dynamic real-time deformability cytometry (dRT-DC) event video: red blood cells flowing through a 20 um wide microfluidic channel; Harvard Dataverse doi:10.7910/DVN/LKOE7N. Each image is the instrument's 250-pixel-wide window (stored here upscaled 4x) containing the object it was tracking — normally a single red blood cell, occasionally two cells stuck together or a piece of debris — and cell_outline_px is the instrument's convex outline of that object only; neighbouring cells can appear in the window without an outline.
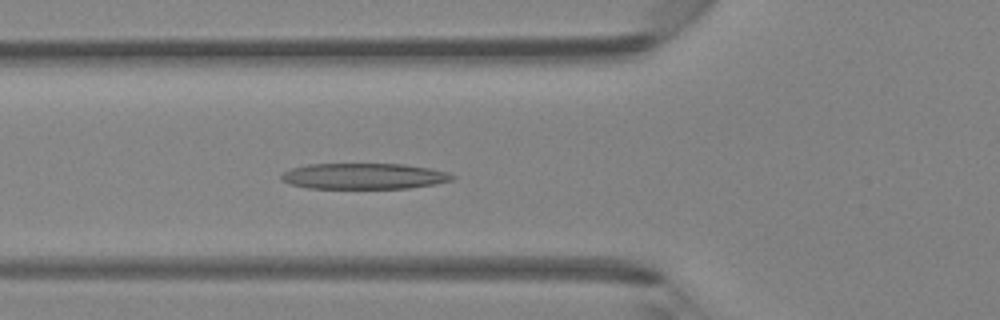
{"species": "Egyptian fruit bat (a non-hibernating species)", "species_latin": "Rousettus aegyptiacus", "temperature_condition": "room temperature", "stored_images_in_passage": 38, "camera_frame_rate_fps": 3000, "um_per_image_px": 0.085, "animal": {"sex": "female"}, "frame": {"image": 1, "passage_image": 13, "time_ms": 4.0, "image_size_px": [1000, 320], "cell_outline_px": [[456, 176], [452, 180], [436, 184], [408, 188], [308, 188], [292, 184], [280, 180], [280, 176], [284, 172], [292, 168], [308, 164], [404, 164], [428, 168], [448, 172]], "centroid_in_image_um": [30.94, 14.97], "position_along_channel_um": 94.9, "area_um2": 25.72}}
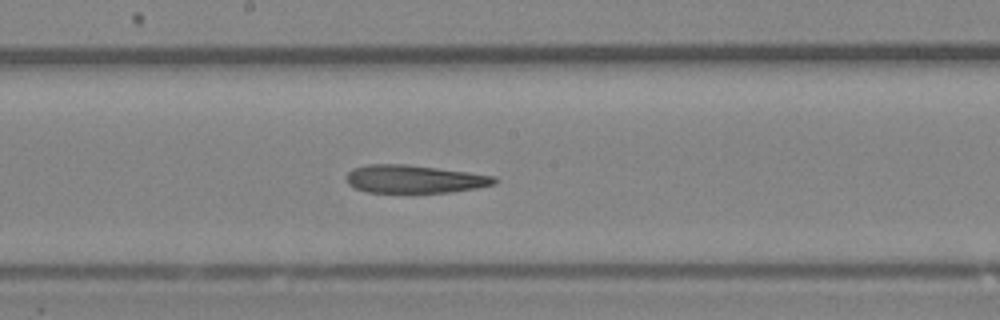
{"frame": {"image": 2, "passage_image": 21, "time_ms": 6.667, "image_size_px": [1000, 320], "cell_outline_px": [[496, 184], [476, 188], [452, 192], [368, 192], [356, 188], [348, 184], [348, 172], [352, 168], [368, 164], [408, 164], [468, 172], [496, 176]], "centroid_in_image_um": [35.24, 15.21], "position_along_channel_um": 213.0, "area_um2": 24.04}}
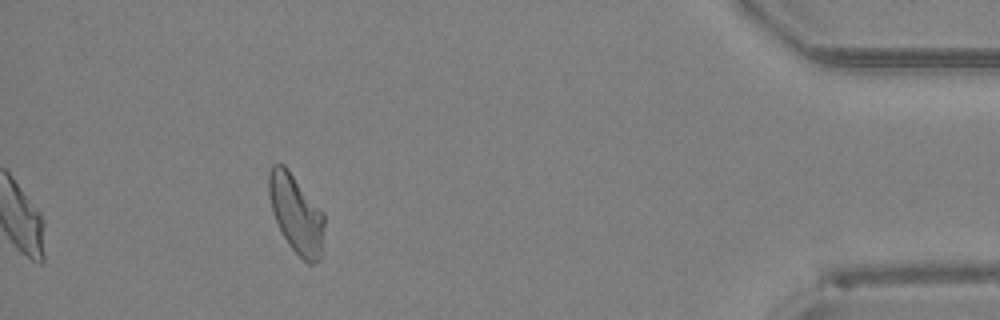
{"frame": {"image": 3, "passage_image": 38, "time_ms": 12.333, "image_size_px": [1000, 320], "cell_outline_px": [[324, 248], [320, 256], [312, 264], [308, 264], [288, 244], [272, 212], [268, 196], [268, 172], [272, 164], [284, 164], [288, 168], [324, 212]], "centroid_in_image_um": [25.18, 18.14], "position_along_channel_um": 410.0, "area_um2": 25.61}}